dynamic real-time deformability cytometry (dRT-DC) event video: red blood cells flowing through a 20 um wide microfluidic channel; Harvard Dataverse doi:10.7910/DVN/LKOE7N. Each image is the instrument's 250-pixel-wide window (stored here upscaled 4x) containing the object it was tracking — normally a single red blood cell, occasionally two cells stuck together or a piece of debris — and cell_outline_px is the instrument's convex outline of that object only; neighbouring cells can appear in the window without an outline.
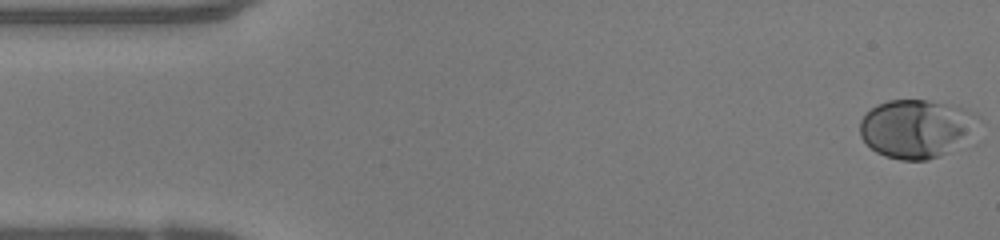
{"species": "human", "species_latin": "Homo sapiens", "temperature_condition": "warm", "stored_images_in_passage": 49, "camera_frame_rate_fps": 3000, "um_per_image_px": 0.085, "donor": {"sex": "female"}, "frame": {"image": 1, "passage_image": 1, "time_ms": 0.0, "image_size_px": [1000, 240], "cell_outline_px": [[980, 120], [940, 156], [928, 160], [900, 160], [884, 156], [876, 152], [860, 136], [860, 120], [876, 104], [888, 100], [928, 100], [960, 108], [980, 116]], "centroid_in_image_um": [77.75, 10.91], "position_along_channel_um": 7.3, "area_um2": 38.84}}
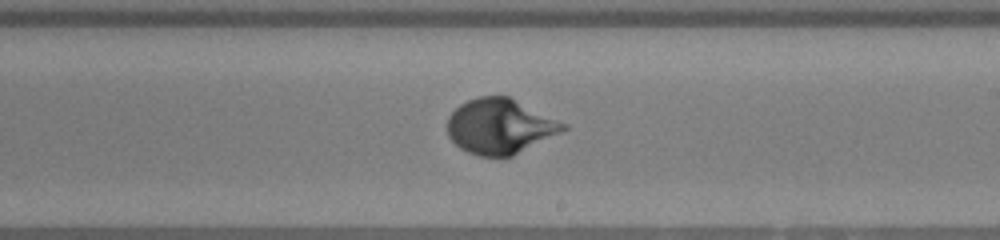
{"frame": {"image": 2, "passage_image": 28, "time_ms": 9.0, "image_size_px": [1000, 240], "cell_outline_px": [[568, 128], [512, 156], [480, 156], [468, 152], [460, 148], [448, 136], [448, 116], [460, 104], [468, 100], [480, 96], [508, 96], [568, 124]], "centroid_in_image_um": [42.49, 10.73], "position_along_channel_um": 246.5, "area_um2": 36.82}}
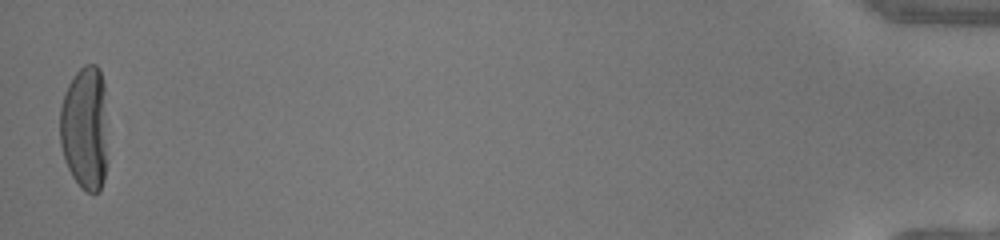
{"frame": {"image": 3, "passage_image": 49, "time_ms": 16.0, "image_size_px": [1000, 240], "cell_outline_px": [[104, 180], [100, 192], [88, 192], [80, 188], [72, 176], [64, 160], [60, 144], [60, 108], [64, 92], [68, 84], [76, 72], [84, 64], [96, 64], [100, 68], [104, 84]], "centroid_in_image_um": [7.16, 10.86], "position_along_channel_um": 428.0, "area_um2": 34.1}, "authors_computed_cell_mechanics": {"area_um2": 35.0846, "velocity_mm_per_s": 4.0623, "shape_relaxation_time_tau1_ms": 3.7503, "shape_relaxation_time_tau2_ms": null, "deformation_change_tau1": 0.1985, "deformation_change_tau2": null}}